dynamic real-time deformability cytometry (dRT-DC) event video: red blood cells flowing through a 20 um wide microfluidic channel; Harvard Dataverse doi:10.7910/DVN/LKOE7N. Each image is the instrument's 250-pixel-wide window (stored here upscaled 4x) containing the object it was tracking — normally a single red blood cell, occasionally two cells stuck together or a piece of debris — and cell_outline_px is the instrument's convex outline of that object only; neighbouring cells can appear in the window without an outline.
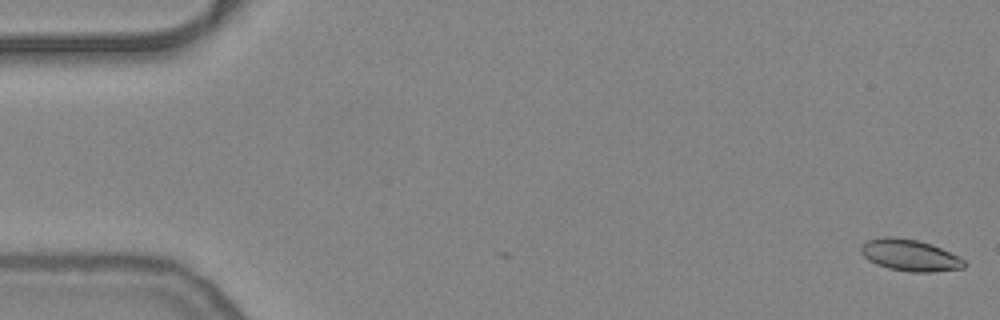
{"species": "common noctule bat (a hibernating species)", "species_latin": "Nyctalus noctula", "temperature_condition": "warm", "stored_images_in_passage": 16, "camera_frame_rate_fps": 3000, "um_per_image_px": 0.085, "animal": {"sex": "female", "body_mass_g": 24.6, "forearm_length_mm": 56.2}, "frame": {"image": 1, "passage_image": 1, "time_ms": 0.0, "image_size_px": [1000, 320], "cell_outline_px": [[968, 264], [964, 268], [932, 272], [908, 272], [888, 268], [876, 264], [868, 260], [860, 252], [860, 244], [868, 240], [884, 236], [892, 236], [916, 240], [932, 244], [960, 256]], "centroid_in_image_um": [77.35, 21.69], "position_along_channel_um": 7.7, "area_um2": 19.31}}
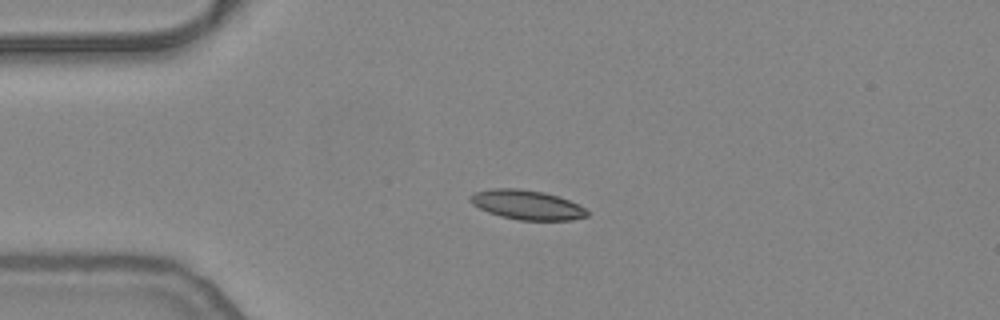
{"frame": {"image": 2, "passage_image": 13, "time_ms": 4.0, "image_size_px": [1000, 320], "cell_outline_px": [[588, 216], [572, 220], [520, 220], [500, 216], [488, 212], [472, 204], [468, 200], [468, 196], [476, 192], [492, 188], [520, 188], [544, 192], [568, 200], [584, 208], [588, 212]], "centroid_in_image_um": [44.75, 17.4], "position_along_channel_um": 40.3, "area_um2": 20.0}}